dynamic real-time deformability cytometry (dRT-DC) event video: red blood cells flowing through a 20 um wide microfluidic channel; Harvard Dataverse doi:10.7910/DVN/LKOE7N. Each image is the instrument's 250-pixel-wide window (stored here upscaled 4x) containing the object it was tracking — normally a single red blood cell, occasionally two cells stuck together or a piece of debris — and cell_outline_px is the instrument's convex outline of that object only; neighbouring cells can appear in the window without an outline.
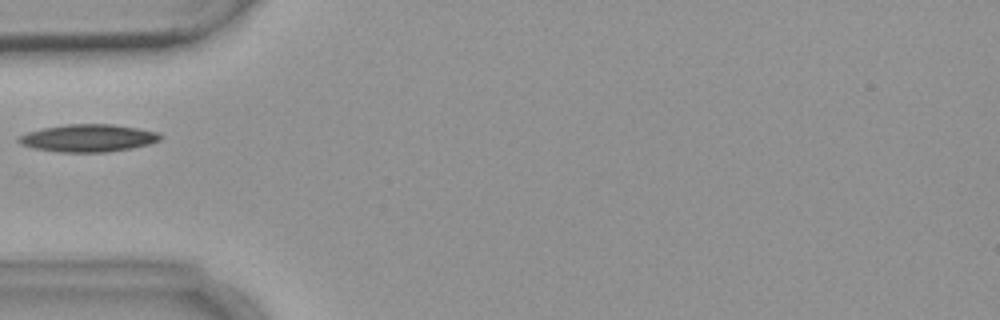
{"species": "common noctule bat (a hibernating species)", "species_latin": "Nyctalus noctula", "temperature_condition": "warm", "stored_images_in_passage": 5, "camera_frame_rate_fps": 3000, "um_per_image_px": 0.085, "animal": {"sex": "female", "body_mass_g": 18.4}, "frame": {"image": 1, "passage_image": 4, "time_ms": 5.0, "image_size_px": [1000, 320], "cell_outline_px": [[164, 136], [160, 140], [148, 144], [132, 148], [108, 152], [56, 152], [32, 148], [20, 144], [16, 140], [20, 136], [28, 132], [44, 128], [68, 124], [112, 124], [160, 132]], "centroid_in_image_um": [7.51, 11.74], "position_along_channel_um": 77.5, "area_um2": 22.77}}